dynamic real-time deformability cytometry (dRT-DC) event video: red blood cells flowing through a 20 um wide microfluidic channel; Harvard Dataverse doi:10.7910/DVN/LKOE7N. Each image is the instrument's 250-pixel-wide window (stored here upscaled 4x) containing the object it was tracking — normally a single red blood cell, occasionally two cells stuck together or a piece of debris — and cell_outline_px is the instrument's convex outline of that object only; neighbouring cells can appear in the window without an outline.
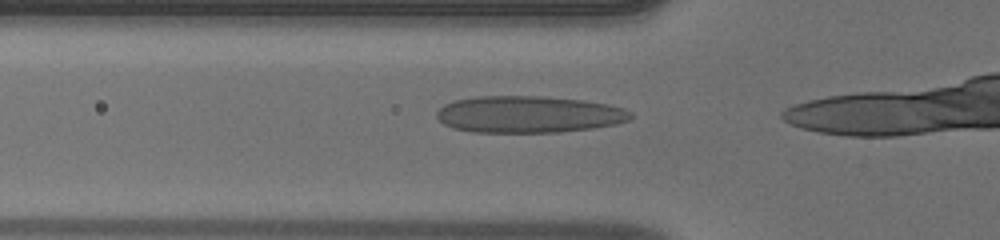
{"species": "human", "species_latin": "Homo sapiens", "temperature_condition": "warm", "stored_images_in_passage": 14, "camera_frame_rate_fps": 3000, "um_per_image_px": 0.085, "donor": {"sex": "male"}, "frame": {"image": 1, "passage_image": 10, "time_ms": 3.0, "image_size_px": [1000, 240], "cell_outline_px": [[632, 116], [628, 120], [616, 124], [592, 128], [560, 132], [472, 132], [452, 128], [444, 124], [436, 116], [436, 112], [444, 104], [456, 100], [476, 96], [540, 96], [584, 100], [608, 104], [624, 108], [632, 112]], "centroid_in_image_um": [44.93, 9.72], "position_along_channel_um": 80.9, "area_um2": 41.73}}
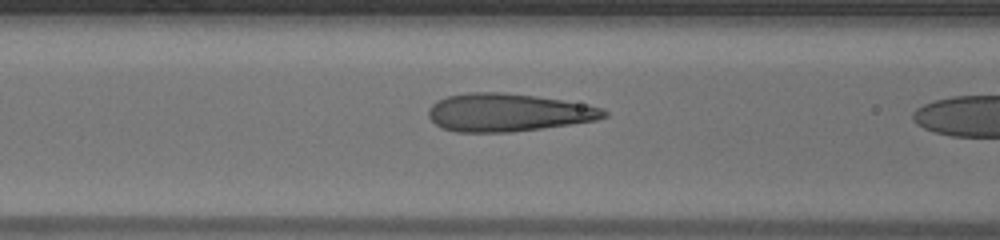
{"frame": {"image": 2, "passage_image": 13, "time_ms": 4.0, "image_size_px": [1000, 240], "cell_outline_px": [[608, 116], [596, 120], [512, 132], [456, 132], [440, 128], [428, 116], [428, 108], [436, 100], [448, 96], [468, 92], [504, 92], [536, 96], [564, 100], [588, 104], [604, 108], [608, 112]], "centroid_in_image_um": [43.17, 9.55], "position_along_channel_um": 123.4, "area_um2": 39.02}}